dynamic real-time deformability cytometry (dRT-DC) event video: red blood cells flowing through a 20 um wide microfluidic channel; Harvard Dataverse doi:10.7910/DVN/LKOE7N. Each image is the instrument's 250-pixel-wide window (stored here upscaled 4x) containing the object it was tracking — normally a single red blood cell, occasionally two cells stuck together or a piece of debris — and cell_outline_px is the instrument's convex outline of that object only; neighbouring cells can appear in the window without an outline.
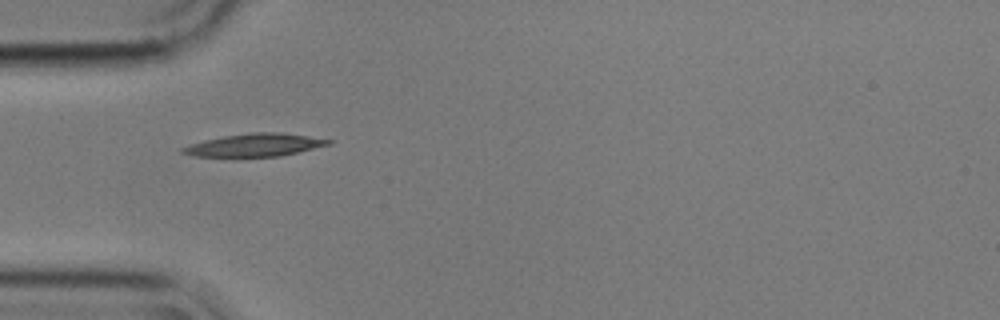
{"species": "common noctule bat (a hibernating species)", "species_latin": "Nyctalus noctula", "temperature_condition": "cold", "stored_images_in_passage": 13, "camera_frame_rate_fps": 3000, "um_per_image_px": 0.085, "animal": {"sex": "male", "body_mass_g": 17.9}, "frame": {"image": 1, "passage_image": 3, "time_ms": 0.667, "image_size_px": [1000, 320], "cell_outline_px": [[336, 140], [332, 144], [280, 156], [192, 156], [180, 152], [180, 148], [204, 140], [224, 136], [248, 132], [280, 132]], "centroid_in_image_um": [21.69, 12.31], "position_along_channel_um": 63.3, "area_um2": 19.31}}
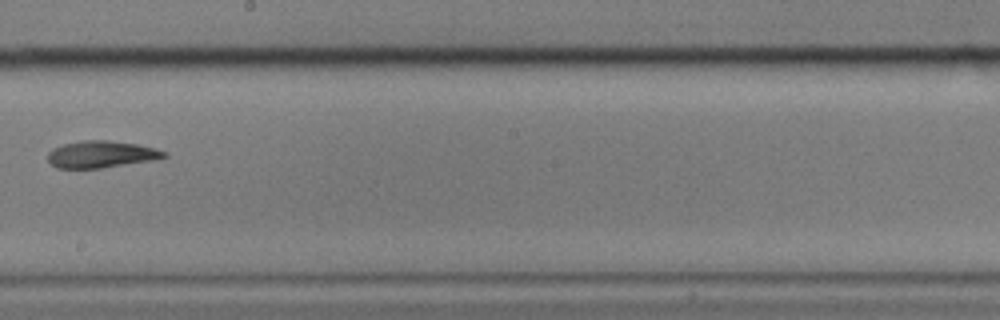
{"frame": {"image": 2, "passage_image": 7, "time_ms": 2.0, "image_size_px": [1000, 320], "cell_outline_px": [[168, 156], [152, 160], [100, 168], [56, 168], [48, 160], [48, 152], [52, 148], [64, 144], [84, 140], [108, 140], [136, 144], [156, 148], [168, 152]], "centroid_in_image_um": [8.61, 13.11], "position_along_channel_um": 239.6, "area_um2": 18.15}}
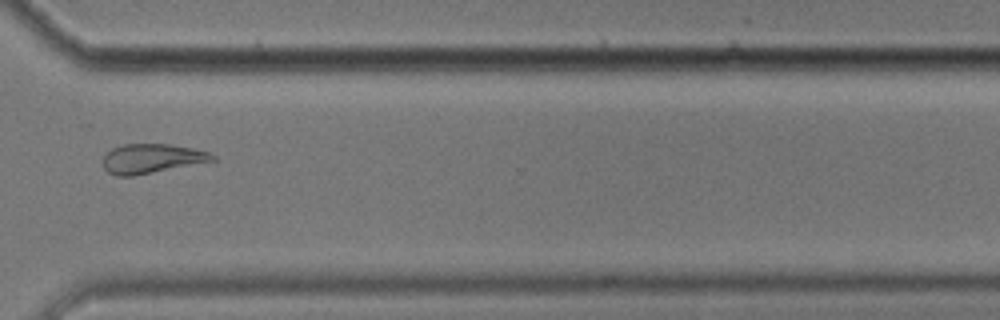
{"frame": {"image": 3, "passage_image": 10, "time_ms": 3.0, "image_size_px": [1000, 320], "cell_outline_px": [[216, 160], [132, 176], [116, 176], [108, 172], [104, 168], [104, 156], [112, 148], [124, 144], [172, 144], [192, 148], [208, 152], [216, 156]], "centroid_in_image_um": [12.89, 13.47], "position_along_channel_um": 357.7, "area_um2": 18.55}}